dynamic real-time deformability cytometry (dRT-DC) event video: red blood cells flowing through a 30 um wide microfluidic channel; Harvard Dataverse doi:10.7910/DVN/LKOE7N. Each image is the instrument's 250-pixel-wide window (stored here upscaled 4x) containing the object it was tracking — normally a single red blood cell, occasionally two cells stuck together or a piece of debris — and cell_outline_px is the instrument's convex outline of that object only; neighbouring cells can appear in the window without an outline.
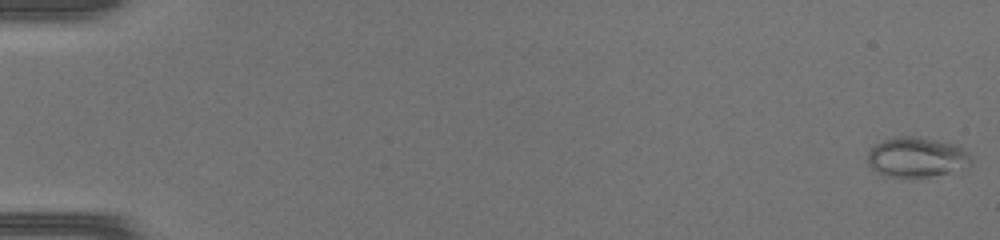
{"species": "common noctule bat (a hibernating species)", "species_latin": "Nyctalus noctula", "temperature_condition": "warm", "stored_images_in_passage": 48, "camera_frame_rate_fps": 3000, "um_per_image_px": 0.085, "animal": {"sex": "female", "body_mass_g": 17.0, "forearm_length_mm": 48.0}, "frame": {"image": 1, "passage_image": 1, "time_ms": 0.0, "image_size_px": [1000, 240], "cell_outline_px": [[972, 152], [968, 172], [928, 176], [884, 176], [872, 168], [868, 164], [868, 152], [876, 144], [884, 140], [904, 136], [916, 136], [956, 144]], "centroid_in_image_um": [78.05, 13.38], "position_along_channel_um": 6.9, "area_um2": 24.57}}
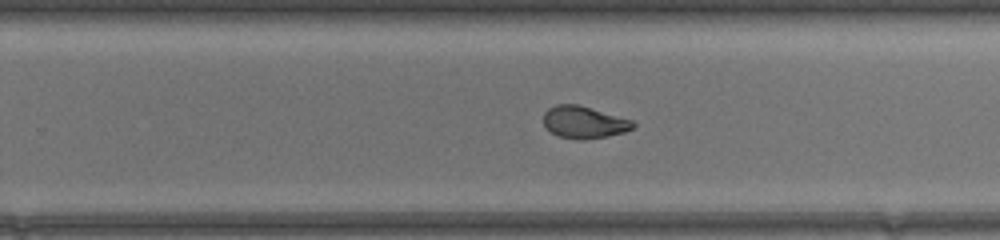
{"frame": {"image": 2, "passage_image": 32, "time_ms": 10.333, "image_size_px": [1000, 240], "cell_outline_px": [[636, 124], [632, 128], [624, 132], [608, 136], [556, 136], [544, 124], [544, 112], [548, 108], [556, 104], [576, 104], [632, 120]], "centroid_in_image_um": [49.63, 10.33], "position_along_channel_um": 280.2, "area_um2": 15.84}}
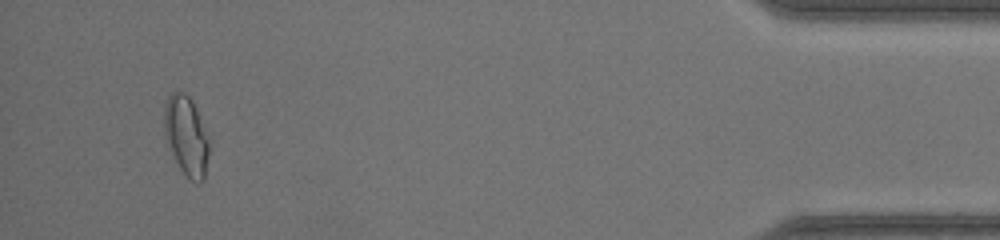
{"frame": {"image": 3, "passage_image": 46, "time_ms": 15.0, "image_size_px": [1000, 240], "cell_outline_px": [[208, 156], [204, 180], [192, 180], [180, 168], [164, 136], [164, 104], [168, 96], [176, 88], [184, 92], [192, 100], [196, 108], [208, 136]], "centroid_in_image_um": [15.81, 11.45], "position_along_channel_um": 419.4, "area_um2": 20.58}}